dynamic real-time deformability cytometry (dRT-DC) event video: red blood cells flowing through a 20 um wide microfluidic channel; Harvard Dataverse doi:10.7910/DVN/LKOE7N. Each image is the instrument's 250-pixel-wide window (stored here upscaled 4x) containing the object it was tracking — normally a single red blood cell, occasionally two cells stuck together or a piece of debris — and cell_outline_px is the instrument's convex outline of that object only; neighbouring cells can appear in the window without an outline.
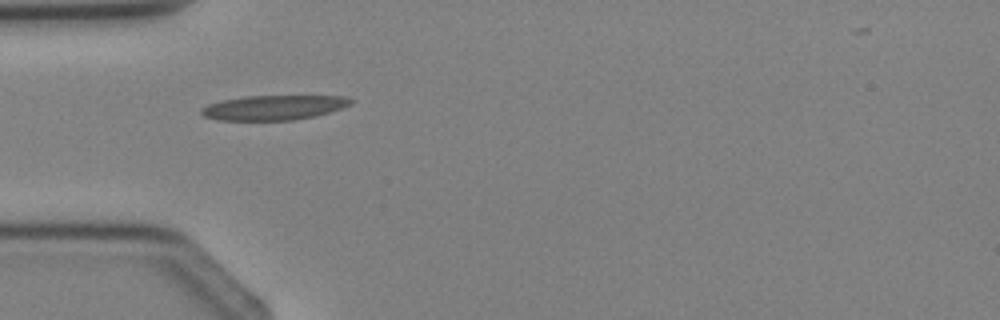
{"species": "Egyptian fruit bat (a non-hibernating species)", "species_latin": "Rousettus aegyptiacus", "temperature_condition": "cold", "stored_images_in_passage": 2, "camera_frame_rate_fps": 3000, "um_per_image_px": 0.085, "animal": {"sex": "female"}, "frame": {"image": 1, "passage_image": 1, "time_ms": 0.0, "image_size_px": [1000, 320], "cell_outline_px": [[352, 104], [316, 116], [292, 120], [216, 120], [204, 116], [200, 112], [200, 108], [208, 104], [220, 100], [244, 96], [344, 96], [352, 100]], "centroid_in_image_um": [23.21, 9.14], "position_along_channel_um": 61.8, "area_um2": 21.5}}
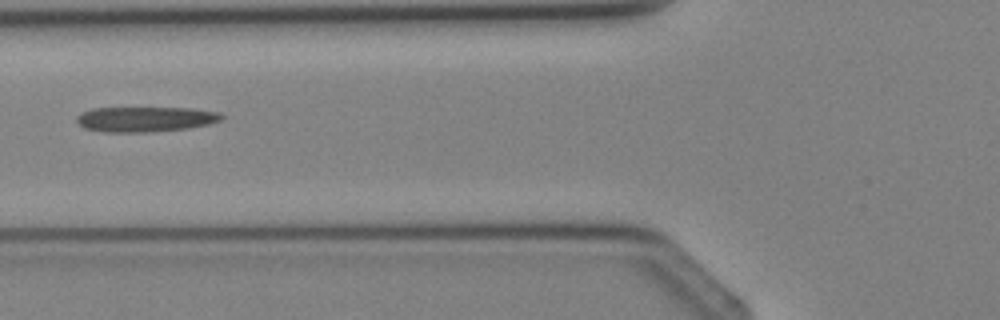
{"frame": {"image": 2, "passage_image": 2, "time_ms": 1.0, "image_size_px": [1000, 320], "cell_outline_px": [[224, 116], [220, 120], [208, 124], [188, 128], [148, 132], [104, 132], [84, 128], [76, 120], [76, 116], [80, 112], [92, 108], [192, 108], [220, 112]], "centroid_in_image_um": [12.33, 10.12], "position_along_channel_um": 113.5, "area_um2": 21.27}}